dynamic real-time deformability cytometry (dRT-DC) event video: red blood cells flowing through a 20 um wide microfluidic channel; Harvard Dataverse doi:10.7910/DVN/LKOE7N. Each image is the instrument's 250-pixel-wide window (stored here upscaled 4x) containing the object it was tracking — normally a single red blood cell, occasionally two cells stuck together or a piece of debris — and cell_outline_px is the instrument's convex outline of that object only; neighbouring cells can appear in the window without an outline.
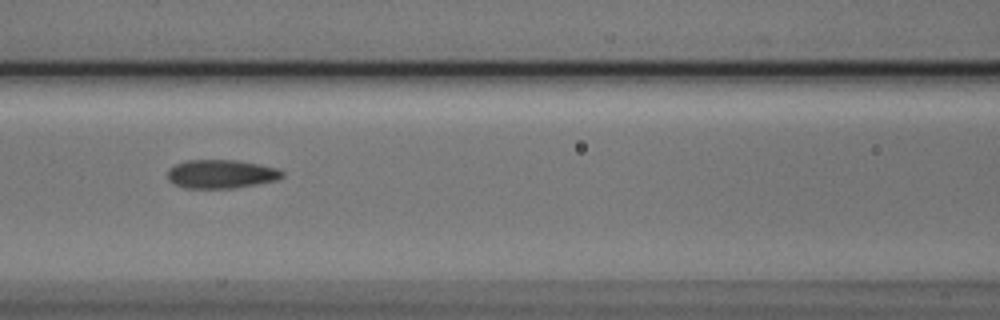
{"species": "Egyptian fruit bat (a non-hibernating species)", "species_latin": "Rousettus aegyptiacus", "temperature_condition": "cold", "stored_images_in_passage": 4, "camera_frame_rate_fps": 3000, "um_per_image_px": 0.085, "animal": {"sex": "male"}, "frame": {"image": 1, "passage_image": 3, "time_ms": 0.667, "image_size_px": [1000, 320], "cell_outline_px": [[284, 176], [276, 180], [256, 184], [232, 188], [184, 188], [168, 180], [168, 168], [184, 160], [236, 160], [260, 164], [276, 168], [284, 172]], "centroid_in_image_um": [18.78, 14.78], "position_along_channel_um": 147.8, "area_um2": 19.13}}
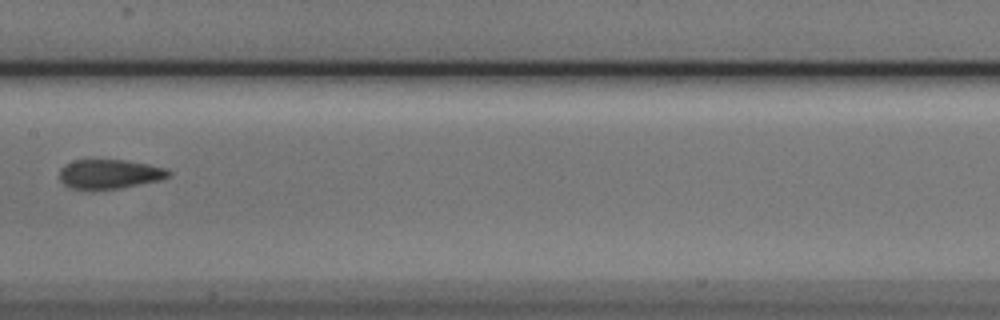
{"frame": {"image": 2, "passage_image": 4, "time_ms": 1.0, "image_size_px": [1000, 320], "cell_outline_px": [[172, 172], [168, 176], [160, 180], [120, 188], [68, 188], [60, 180], [60, 168], [76, 160], [124, 160], [148, 164], [168, 168]], "centroid_in_image_um": [9.35, 14.78], "position_along_channel_um": 198.1, "area_um2": 18.32}}